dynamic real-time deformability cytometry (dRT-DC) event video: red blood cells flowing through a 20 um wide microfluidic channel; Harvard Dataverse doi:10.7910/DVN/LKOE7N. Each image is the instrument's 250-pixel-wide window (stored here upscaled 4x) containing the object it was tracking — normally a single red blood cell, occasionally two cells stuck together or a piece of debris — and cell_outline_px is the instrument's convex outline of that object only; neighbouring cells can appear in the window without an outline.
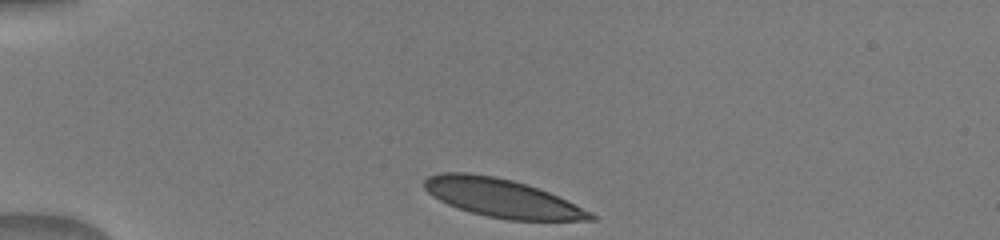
{"species": "human", "species_latin": "Homo sapiens", "temperature_condition": "warm", "stored_images_in_passage": 35, "camera_frame_rate_fps": 3000, "um_per_image_px": 0.085, "donor": {"sex": "male"}, "frame": {"image": 1, "passage_image": 1, "time_ms": 0.0, "image_size_px": [1000, 240], "cell_outline_px": [[596, 220], [508, 220], [488, 216], [456, 208], [432, 196], [424, 188], [424, 180], [428, 176], [440, 172], [468, 172], [492, 176], [512, 180], [528, 184], [540, 188], [592, 212], [596, 216]], "centroid_in_image_um": [42.65, 16.82], "position_along_channel_um": 42.4, "area_um2": 37.11}}
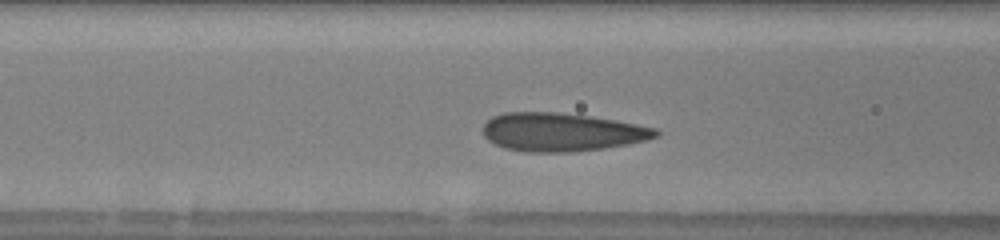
{"frame": {"image": 2, "passage_image": 10, "time_ms": 3.0, "image_size_px": [1000, 240], "cell_outline_px": [[660, 136], [648, 140], [628, 144], [604, 148], [572, 152], [524, 152], [504, 148], [488, 140], [484, 136], [484, 124], [492, 116], [504, 112], [560, 112], [588, 116], [612, 120], [656, 128], [660, 132]], "centroid_in_image_um": [47.74, 11.23], "position_along_channel_um": 118.9, "area_um2": 38.67}}
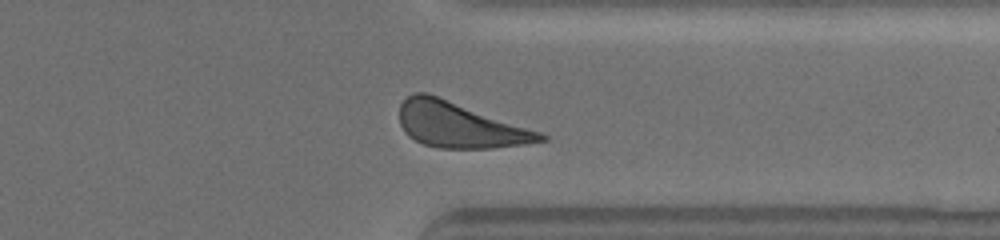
{"frame": {"image": 3, "passage_image": 30, "time_ms": 9.333, "image_size_px": [1000, 240], "cell_outline_px": [[548, 140], [528, 144], [492, 148], [440, 148], [424, 144], [408, 136], [404, 132], [400, 124], [400, 104], [408, 96], [416, 92], [428, 92], [540, 132], [548, 136]], "centroid_in_image_um": [39.06, 10.63], "position_along_channel_um": 372.3, "area_um2": 37.17}}